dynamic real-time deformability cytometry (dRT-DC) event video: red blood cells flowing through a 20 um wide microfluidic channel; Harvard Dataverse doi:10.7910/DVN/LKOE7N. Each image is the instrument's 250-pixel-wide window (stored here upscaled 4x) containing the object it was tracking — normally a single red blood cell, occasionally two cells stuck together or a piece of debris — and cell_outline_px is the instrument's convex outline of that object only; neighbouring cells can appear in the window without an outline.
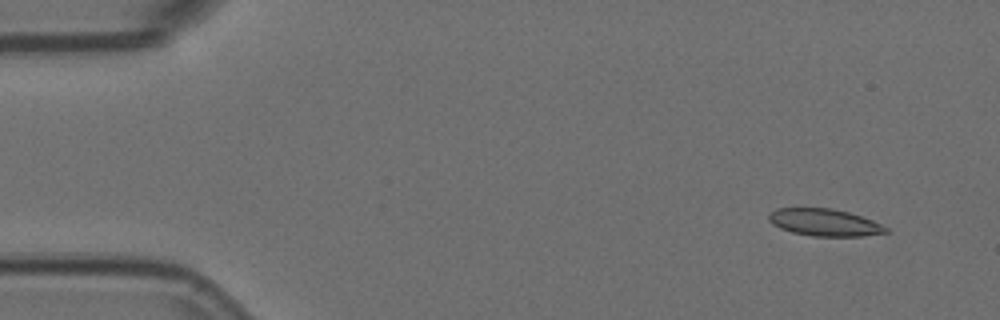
{"species": "Egyptian fruit bat (a non-hibernating species)", "species_latin": "Rousettus aegyptiacus", "temperature_condition": "room temperature", "stored_images_in_passage": 3, "camera_frame_rate_fps": 3000, "um_per_image_px": 0.085, "animal": {"sex": "female"}, "frame": {"image": 1, "passage_image": 1, "time_ms": 0.0, "image_size_px": [1000, 320], "cell_outline_px": [[888, 232], [864, 236], [812, 236], [792, 232], [780, 228], [772, 224], [768, 220], [768, 212], [776, 208], [832, 208], [848, 212], [872, 220], [888, 228]], "centroid_in_image_um": [70.04, 18.9], "position_along_channel_um": 15.0, "area_um2": 18.55}}